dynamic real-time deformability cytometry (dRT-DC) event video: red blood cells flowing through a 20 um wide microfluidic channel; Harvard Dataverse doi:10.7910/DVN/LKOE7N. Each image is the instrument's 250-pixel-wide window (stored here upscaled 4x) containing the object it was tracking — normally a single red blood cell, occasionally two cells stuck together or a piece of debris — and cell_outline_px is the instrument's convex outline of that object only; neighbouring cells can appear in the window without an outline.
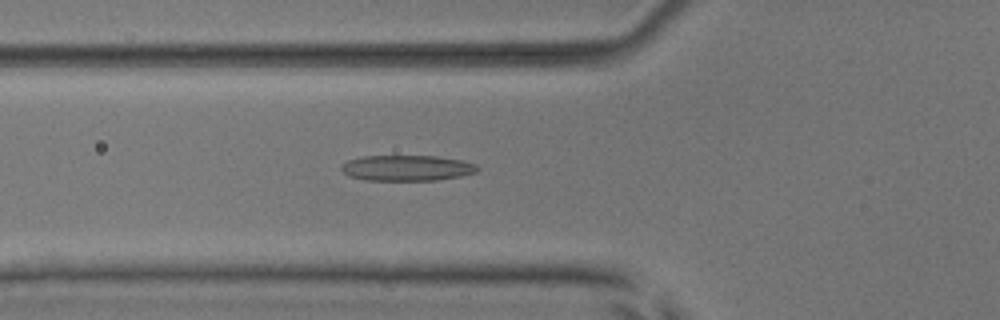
{"species": "common noctule bat (a hibernating species)", "species_latin": "Nyctalus noctula", "temperature_condition": "room temperature", "stored_images_in_passage": 34, "camera_frame_rate_fps": 3000, "um_per_image_px": 0.085, "animal": {"sex": "male", "body_mass_g": 17.9, "forearm_length_mm": 54.2}, "frame": {"image": 1, "passage_image": 8, "time_ms": 2.333, "image_size_px": [1000, 320], "cell_outline_px": [[480, 168], [476, 172], [460, 176], [436, 180], [364, 180], [348, 176], [340, 168], [340, 164], [348, 160], [364, 156], [436, 156], [460, 160], [476, 164]], "centroid_in_image_um": [34.56, 14.28], "position_along_channel_um": 91.2, "area_um2": 20.35}}
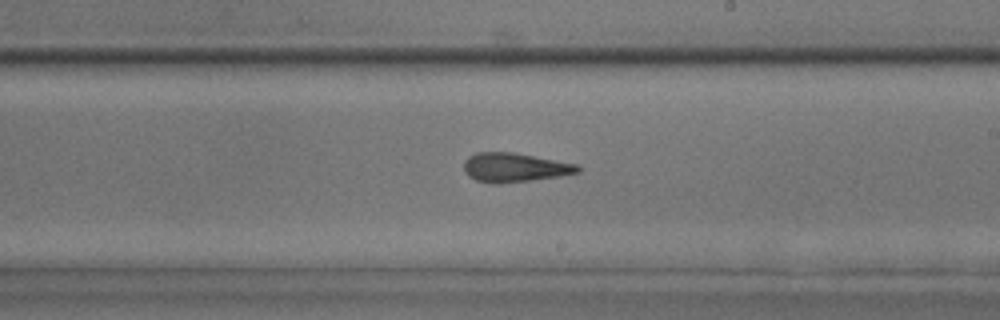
{"frame": {"image": 2, "passage_image": 20, "time_ms": 6.333, "image_size_px": [1000, 320], "cell_outline_px": [[580, 172], [560, 176], [532, 180], [500, 184], [492, 184], [476, 180], [468, 176], [464, 172], [464, 160], [468, 156], [476, 152], [512, 152], [580, 164]], "centroid_in_image_um": [43.73, 14.24], "position_along_channel_um": 245.3, "area_um2": 19.59}}
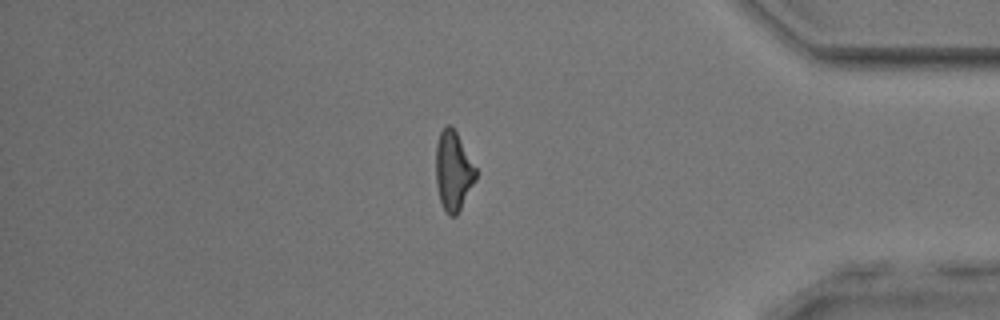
{"frame": {"image": 3, "passage_image": 34, "time_ms": 11.0, "image_size_px": [1000, 320], "cell_outline_px": [[476, 180], [456, 216], [448, 216], [444, 212], [440, 200], [436, 184], [436, 144], [440, 132], [448, 124], [452, 124], [476, 168]], "centroid_in_image_um": [38.52, 14.54], "position_along_channel_um": 396.7, "area_um2": 18.5}, "authors_computed_cell_mechanics": {"area_um2": 19.4497, "velocity_mm_per_s": 3.8529, "shape_relaxation_time_tau1_ms": 5.6907, "shape_relaxation_time_tau2_ms": 2.7531, "deformation_change_tau1": 0.1774, "deformation_change_tau2": 0.1465}}